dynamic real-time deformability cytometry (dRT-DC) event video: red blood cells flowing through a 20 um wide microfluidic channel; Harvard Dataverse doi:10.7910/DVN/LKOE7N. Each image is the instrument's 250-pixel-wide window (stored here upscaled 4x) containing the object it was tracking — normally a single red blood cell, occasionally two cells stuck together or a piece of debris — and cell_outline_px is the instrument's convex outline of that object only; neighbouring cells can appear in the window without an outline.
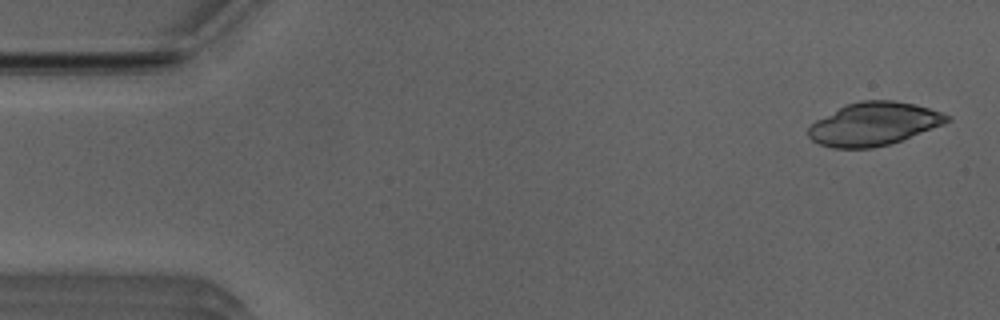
{"species": "Egyptian fruit bat (a non-hibernating species)", "species_latin": "Rousettus aegyptiacus", "temperature_condition": "room temperature", "stored_images_in_passage": 50, "camera_frame_rate_fps": 3000, "um_per_image_px": 0.085, "animal": {"sex": "male"}, "frame": {"image": 1, "passage_image": 2, "time_ms": 0.333, "image_size_px": [1000, 320], "cell_outline_px": [[952, 120], [944, 124], [900, 140], [888, 144], [872, 148], [832, 148], [820, 144], [812, 140], [808, 136], [808, 128], [816, 120], [848, 104], [860, 100], [892, 100], [916, 104], [952, 116]], "centroid_in_image_um": [74.29, 10.53], "position_along_channel_um": 10.7, "area_um2": 34.51}}